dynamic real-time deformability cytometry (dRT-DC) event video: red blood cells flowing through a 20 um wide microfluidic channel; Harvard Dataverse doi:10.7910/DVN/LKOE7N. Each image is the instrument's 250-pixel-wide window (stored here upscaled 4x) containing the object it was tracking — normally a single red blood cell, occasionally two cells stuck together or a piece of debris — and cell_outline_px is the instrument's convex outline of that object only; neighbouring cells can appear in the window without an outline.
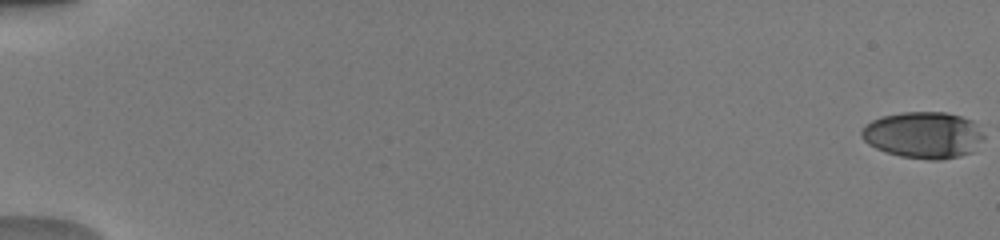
{"species": "human", "species_latin": "Homo sapiens", "temperature_condition": "warm", "stored_images_in_passage": 16, "camera_frame_rate_fps": 3000, "um_per_image_px": 0.085, "donor": {"sex": "male"}, "frame": {"image": 1, "passage_image": 1, "time_ms": 0.0, "image_size_px": [1000, 240], "cell_outline_px": [[984, 140], [972, 152], [960, 156], [940, 160], [932, 160], [900, 156], [884, 152], [868, 144], [860, 136], [860, 132], [872, 120], [884, 116], [900, 112], [944, 112], [960, 116], [972, 120], [984, 136]], "centroid_in_image_um": [78.49, 11.48], "position_along_channel_um": 6.5, "area_um2": 33.18}}
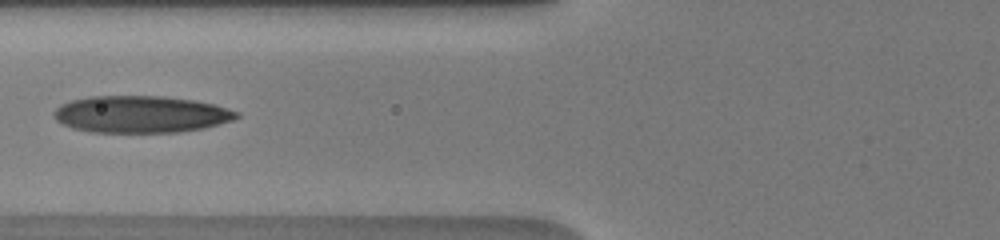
{"frame": {"image": 2, "passage_image": 12, "time_ms": 7.667, "image_size_px": [1000, 240], "cell_outline_px": [[240, 116], [232, 120], [204, 128], [176, 132], [92, 132], [72, 128], [60, 124], [52, 116], [52, 112], [60, 104], [72, 100], [88, 96], [164, 96], [196, 100], [216, 104], [240, 112]], "centroid_in_image_um": [11.95, 9.7], "position_along_channel_um": 113.8, "area_um2": 39.71}}
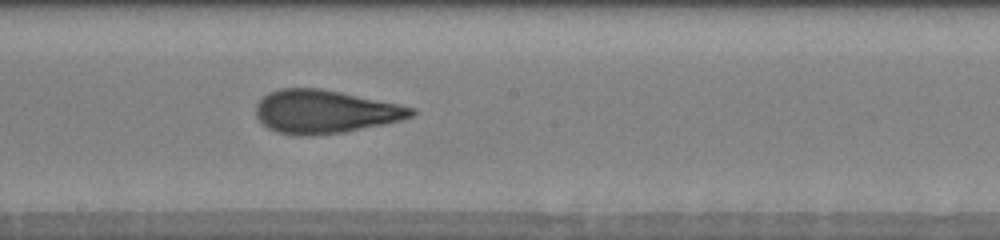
{"frame": {"image": 3, "passage_image": 16, "time_ms": 10.333, "image_size_px": [1000, 240], "cell_outline_px": [[416, 112], [412, 116], [400, 120], [384, 124], [344, 132], [308, 136], [296, 136], [276, 132], [268, 128], [256, 116], [256, 104], [268, 92], [280, 88], [320, 88], [340, 92], [416, 108]], "centroid_in_image_um": [27.59, 9.5], "position_along_channel_um": 220.6, "area_um2": 39.07}}